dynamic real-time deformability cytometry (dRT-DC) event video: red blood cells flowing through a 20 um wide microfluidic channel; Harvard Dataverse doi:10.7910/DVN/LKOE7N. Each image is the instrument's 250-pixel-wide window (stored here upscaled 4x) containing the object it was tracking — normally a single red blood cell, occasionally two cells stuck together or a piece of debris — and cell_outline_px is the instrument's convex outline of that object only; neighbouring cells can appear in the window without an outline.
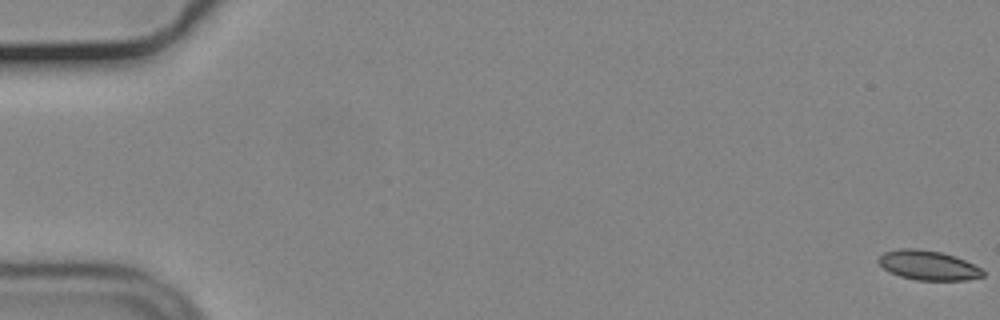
{"species": "common noctule bat (a hibernating species)", "species_latin": "Nyctalus noctula", "temperature_condition": "cold", "stored_images_in_passage": 58, "camera_frame_rate_fps": 3000, "um_per_image_px": 0.085, "animal": {"sex": "male", "body_mass_g": 19.2, "forearm_length_mm": 51.8}, "frame": {"image": 1, "passage_image": 1, "time_ms": 0.0, "image_size_px": [1000, 320], "cell_outline_px": [[984, 276], [968, 280], [916, 280], [900, 276], [884, 268], [876, 260], [884, 252], [900, 248], [916, 248], [940, 252], [964, 260], [980, 268], [984, 272]], "centroid_in_image_um": [78.88, 22.55], "position_along_channel_um": 6.1, "area_um2": 17.74}}
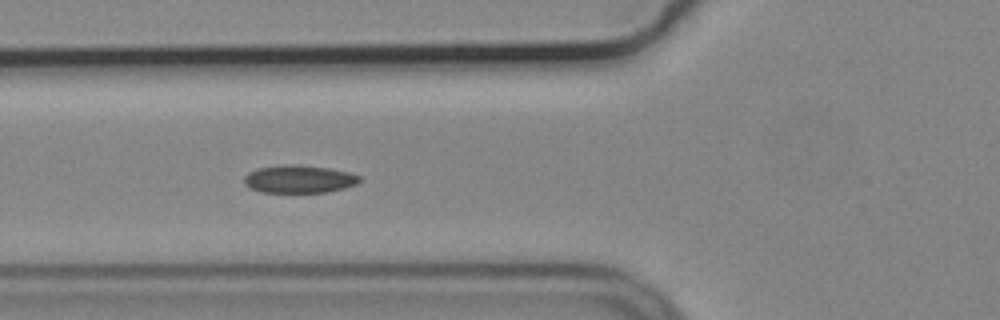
{"frame": {"image": 2, "passage_image": 22, "time_ms": 7.0, "image_size_px": [1000, 320], "cell_outline_px": [[360, 180], [356, 184], [344, 188], [328, 192], [260, 192], [244, 184], [244, 176], [248, 172], [256, 168], [288, 164], [300, 164], [328, 168], [348, 172], [360, 176]], "centroid_in_image_um": [25.4, 15.21], "position_along_channel_um": 100.4, "area_um2": 18.73}}
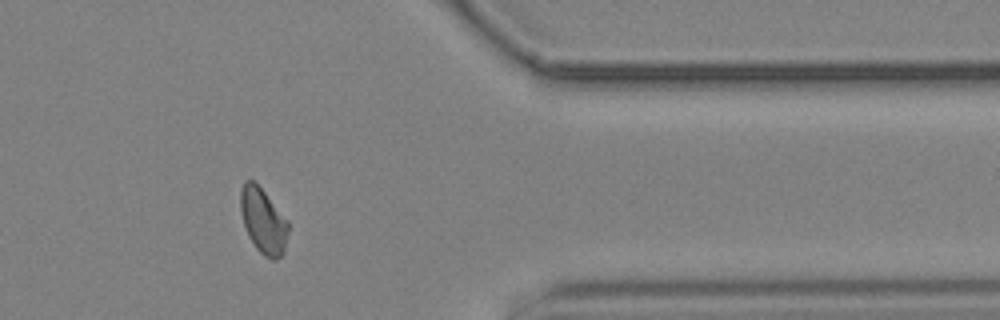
{"frame": {"image": 3, "passage_image": 47, "time_ms": 15.333, "image_size_px": [1000, 320], "cell_outline_px": [[288, 232], [284, 252], [276, 260], [272, 260], [264, 256], [256, 248], [248, 236], [244, 224], [240, 208], [240, 192], [244, 180], [252, 180], [264, 192], [288, 220]], "centroid_in_image_um": [22.37, 18.79], "position_along_channel_um": 389.0, "area_um2": 18.03}, "authors_computed_cell_mechanics": {"area_um2": 18.0914, "velocity_mm_per_s": 3.6883, "shape_relaxation_time_tau1_ms": 7.9253, "shape_relaxation_time_tau2_ms": 2.7682, "deformation_change_tau1": 0.101, "deformation_change_tau2": 0.0649}}